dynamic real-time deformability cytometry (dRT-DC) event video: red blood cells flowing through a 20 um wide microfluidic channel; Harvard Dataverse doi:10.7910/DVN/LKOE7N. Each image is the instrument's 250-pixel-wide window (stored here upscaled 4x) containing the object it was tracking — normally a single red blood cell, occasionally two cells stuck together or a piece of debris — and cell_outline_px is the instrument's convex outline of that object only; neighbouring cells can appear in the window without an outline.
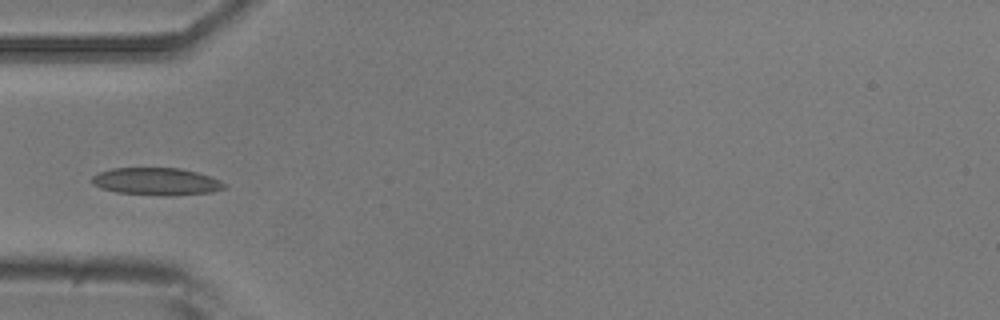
{"species": "common noctule bat (a hibernating species)", "species_latin": "Nyctalus noctula", "temperature_condition": "room temperature", "stored_images_in_passage": 5, "camera_frame_rate_fps": 3000, "um_per_image_px": 0.085, "animal": {"sex": "male", "body_mass_g": 20.5, "forearm_length_mm": 52.5}, "frame": {"image": 1, "passage_image": 5, "time_ms": 4.333, "image_size_px": [1000, 320], "cell_outline_px": [[228, 184], [224, 188], [212, 192], [172, 196], [164, 196], [116, 192], [100, 188], [92, 184], [92, 176], [100, 172], [112, 168], [180, 168], [196, 172], [220, 180]], "centroid_in_image_um": [13.3, 15.43], "position_along_channel_um": 71.7, "area_um2": 21.21}}